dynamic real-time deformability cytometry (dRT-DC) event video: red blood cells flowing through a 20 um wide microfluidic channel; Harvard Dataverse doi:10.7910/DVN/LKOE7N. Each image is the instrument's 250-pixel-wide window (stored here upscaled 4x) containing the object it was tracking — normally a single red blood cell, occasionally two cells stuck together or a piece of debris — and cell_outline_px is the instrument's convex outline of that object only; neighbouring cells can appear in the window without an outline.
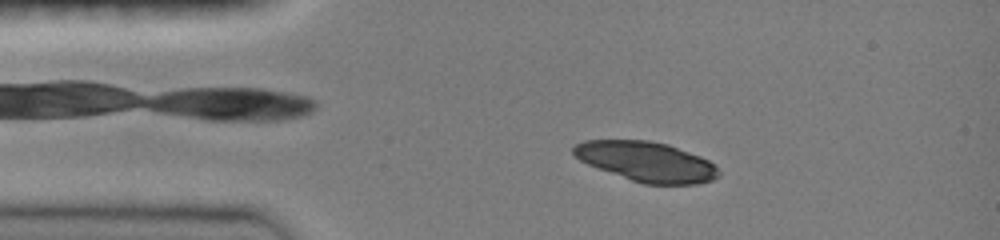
{"species": "common noctule bat (a hibernating species)", "species_latin": "Nyctalus noctula", "temperature_condition": "room temperature", "stored_images_in_passage": 44, "camera_frame_rate_fps": 3000, "um_per_image_px": 0.085, "animal": {"sex": "female", "body_mass_g": 19.0, "forearm_length_mm": 51.5}, "frame": {"image": 1, "passage_image": 8, "time_ms": 2.333, "image_size_px": [1000, 240], "cell_outline_px": [[720, 176], [712, 180], [696, 184], [644, 184], [632, 180], [588, 164], [580, 160], [572, 152], [572, 148], [576, 144], [584, 140], [648, 140], [668, 144], [700, 156], [708, 160], [720, 172]], "centroid_in_image_um": [54.95, 13.73], "position_along_channel_um": 30.0, "area_um2": 33.41}}